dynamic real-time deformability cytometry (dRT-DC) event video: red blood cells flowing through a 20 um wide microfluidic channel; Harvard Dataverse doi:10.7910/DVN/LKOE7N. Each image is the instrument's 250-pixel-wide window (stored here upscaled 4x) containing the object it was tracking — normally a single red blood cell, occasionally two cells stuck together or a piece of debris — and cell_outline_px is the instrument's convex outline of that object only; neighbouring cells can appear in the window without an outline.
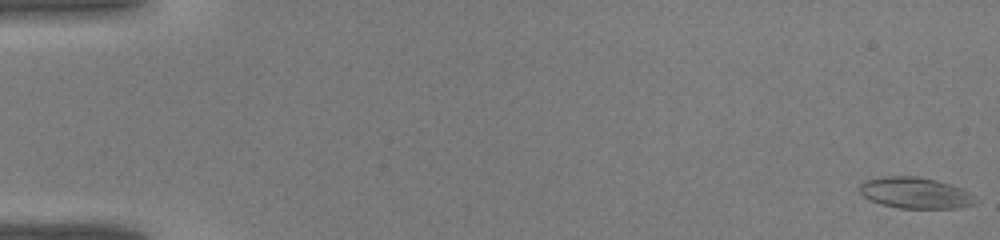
{"species": "common noctule bat (a hibernating species)", "species_latin": "Nyctalus noctula", "temperature_condition": "warm", "stored_images_in_passage": 9, "camera_frame_rate_fps": 3000, "um_per_image_px": 0.085, "animal": {"sex": "male", "body_mass_g": 19.0, "forearm_length_mm": 50.8}, "frame": {"image": 1, "passage_image": 1, "time_ms": 0.0, "image_size_px": [1000, 240], "cell_outline_px": [[980, 200], [976, 204], [956, 208], [900, 208], [880, 204], [868, 200], [860, 192], [860, 184], [864, 180], [880, 176], [916, 176], [936, 180], [952, 184], [976, 196]], "centroid_in_image_um": [77.81, 16.39], "position_along_channel_um": 7.2, "area_um2": 21.33}}